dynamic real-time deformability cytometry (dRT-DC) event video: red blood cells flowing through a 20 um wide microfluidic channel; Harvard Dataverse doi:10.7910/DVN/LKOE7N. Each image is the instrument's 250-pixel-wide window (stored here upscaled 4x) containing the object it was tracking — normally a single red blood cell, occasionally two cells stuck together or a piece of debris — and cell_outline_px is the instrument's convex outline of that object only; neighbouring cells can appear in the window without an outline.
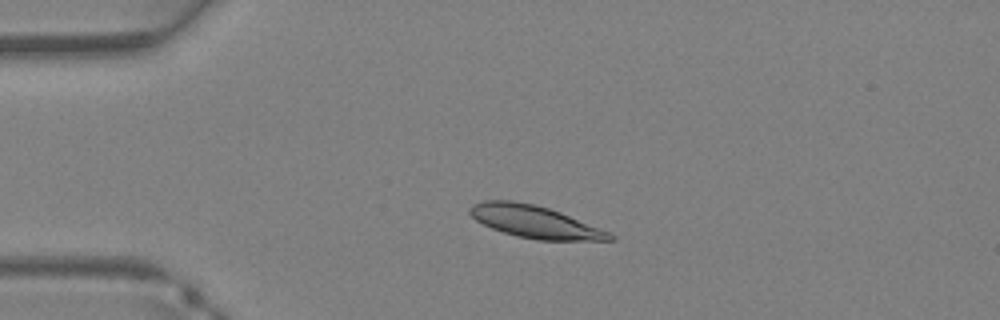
{"species": "Egyptian fruit bat (a non-hibernating species)", "species_latin": "Rousettus aegyptiacus", "temperature_condition": "warm", "stored_images_in_passage": 31, "camera_frame_rate_fps": 3000, "um_per_image_px": 0.085, "animal": {"sex": "female"}, "frame": {"image": 1, "passage_image": 3, "time_ms": 0.667, "image_size_px": [1000, 320], "cell_outline_px": [[616, 240], [540, 240], [516, 236], [492, 228], [476, 220], [468, 212], [468, 208], [472, 204], [484, 200], [512, 200], [532, 204], [548, 208], [560, 212], [608, 232], [616, 236]], "centroid_in_image_um": [45.42, 18.84], "position_along_channel_um": 39.6, "area_um2": 26.01}}
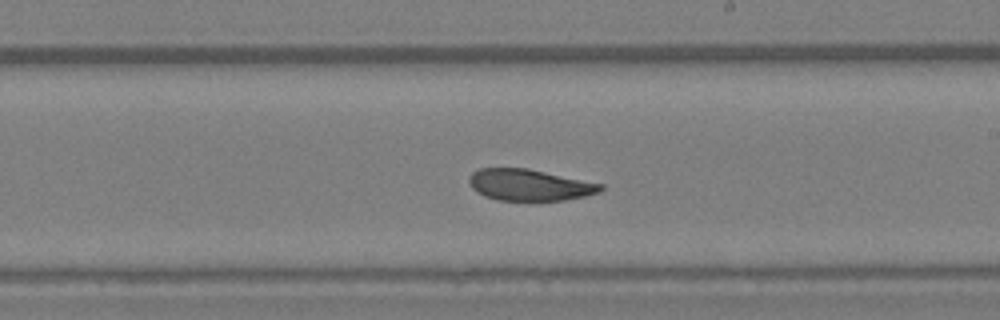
{"frame": {"image": 2, "passage_image": 16, "time_ms": 5.0, "image_size_px": [1000, 320], "cell_outline_px": [[604, 188], [600, 192], [584, 196], [564, 200], [496, 200], [484, 196], [476, 192], [472, 188], [468, 180], [468, 176], [472, 172], [480, 168], [528, 168], [604, 184]], "centroid_in_image_um": [44.99, 15.71], "position_along_channel_um": 244.0, "area_um2": 24.22}}
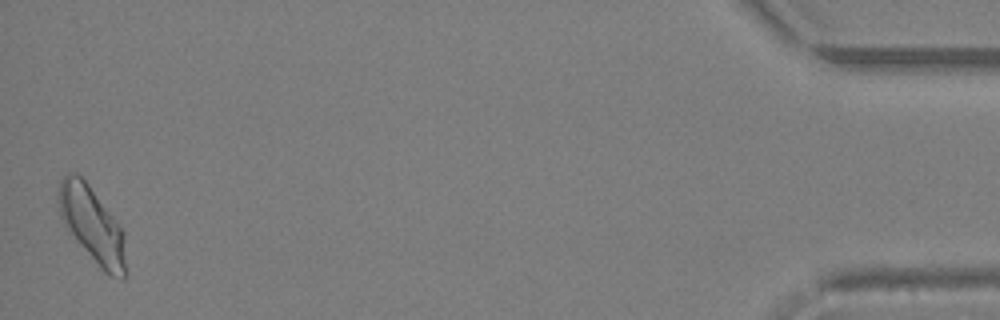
{"frame": {"image": 3, "passage_image": 31, "time_ms": 10.0, "image_size_px": [1000, 320], "cell_outline_px": [[128, 272], [124, 280], [112, 276], [104, 272], [100, 268], [68, 232], [60, 216], [56, 200], [60, 180], [68, 172], [76, 172], [88, 184], [124, 232]], "centroid_in_image_um": [7.83, 19.15], "position_along_channel_um": 427.4, "area_um2": 30.06}}